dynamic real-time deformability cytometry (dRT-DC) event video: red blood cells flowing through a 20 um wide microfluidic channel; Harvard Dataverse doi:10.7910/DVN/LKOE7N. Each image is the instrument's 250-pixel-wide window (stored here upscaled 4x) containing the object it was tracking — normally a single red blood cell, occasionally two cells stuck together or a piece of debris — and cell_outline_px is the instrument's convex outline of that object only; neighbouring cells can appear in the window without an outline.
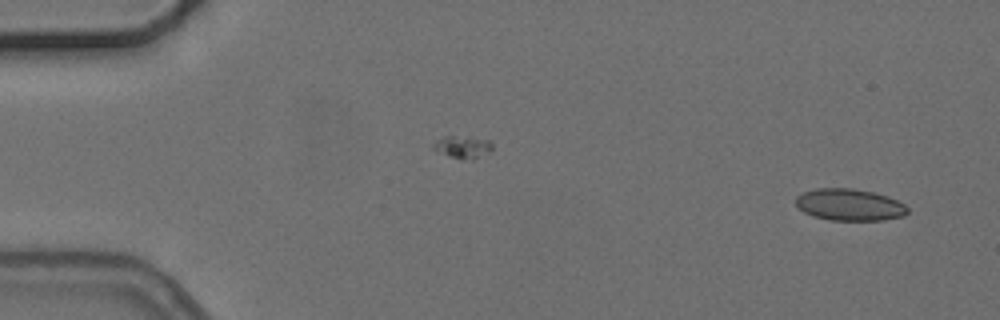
{"species": "common noctule bat (a hibernating species)", "species_latin": "Nyctalus noctula", "temperature_condition": "cold", "stored_images_in_passage": 4, "camera_frame_rate_fps": 3000, "um_per_image_px": 0.085, "animal": {"sex": "female", "body_mass_g": 24.6, "forearm_length_mm": 56.2}, "frame": {"image": 1, "passage_image": 4, "time_ms": 4.667, "image_size_px": [1000, 320], "cell_outline_px": [[908, 212], [904, 216], [884, 220], [832, 220], [812, 216], [804, 212], [796, 204], [796, 196], [804, 192], [816, 188], [852, 188], [872, 192], [888, 196], [904, 204], [908, 208]], "centroid_in_image_um": [72.22, 17.4], "position_along_channel_um": 12.8, "area_um2": 20.69}}